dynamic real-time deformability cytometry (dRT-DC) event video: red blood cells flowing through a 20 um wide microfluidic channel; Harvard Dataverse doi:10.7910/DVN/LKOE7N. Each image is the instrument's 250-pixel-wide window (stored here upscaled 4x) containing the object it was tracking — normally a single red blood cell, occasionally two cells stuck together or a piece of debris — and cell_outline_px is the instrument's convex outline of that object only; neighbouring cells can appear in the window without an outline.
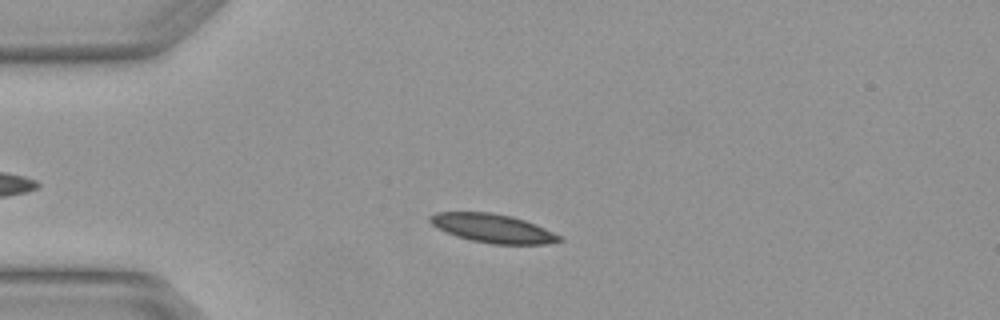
{"species": "Egyptian fruit bat (a non-hibernating species)", "species_latin": "Rousettus aegyptiacus", "temperature_condition": "warm", "stored_images_in_passage": 4, "camera_frame_rate_fps": 3000, "um_per_image_px": 0.085, "animal": {"sex": "female"}, "frame": {"image": 1, "passage_image": 3, "time_ms": 0.667, "image_size_px": [1000, 320], "cell_outline_px": [[564, 240], [544, 244], [492, 244], [472, 240], [456, 236], [436, 228], [428, 220], [428, 216], [436, 212], [492, 212], [512, 216], [536, 224], [560, 236]], "centroid_in_image_um": [41.85, 19.4], "position_along_channel_um": 43.2, "area_um2": 21.62}}